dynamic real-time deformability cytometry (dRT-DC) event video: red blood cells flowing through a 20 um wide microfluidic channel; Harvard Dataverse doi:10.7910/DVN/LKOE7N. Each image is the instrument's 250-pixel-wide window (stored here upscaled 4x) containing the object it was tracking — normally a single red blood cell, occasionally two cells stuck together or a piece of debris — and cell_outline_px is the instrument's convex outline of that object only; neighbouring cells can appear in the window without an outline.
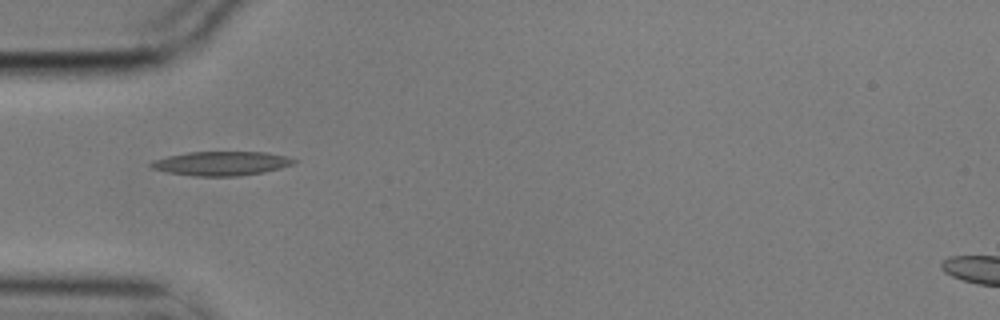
{"species": "common noctule bat (a hibernating species)", "species_latin": "Nyctalus noctula", "temperature_condition": "cold", "stored_images_in_passage": 4, "camera_frame_rate_fps": 3000, "um_per_image_px": 0.085, "animal": {"sex": "male", "body_mass_g": 17.9}, "frame": {"image": 1, "passage_image": 3, "time_ms": 0.667, "image_size_px": [1000, 320], "cell_outline_px": [[296, 160], [292, 164], [280, 168], [264, 172], [236, 176], [196, 176], [168, 172], [152, 168], [148, 164], [152, 160], [168, 156], [188, 152], [268, 152], [284, 156]], "centroid_in_image_um": [18.78, 13.89], "position_along_channel_um": 66.2, "area_um2": 19.88}}
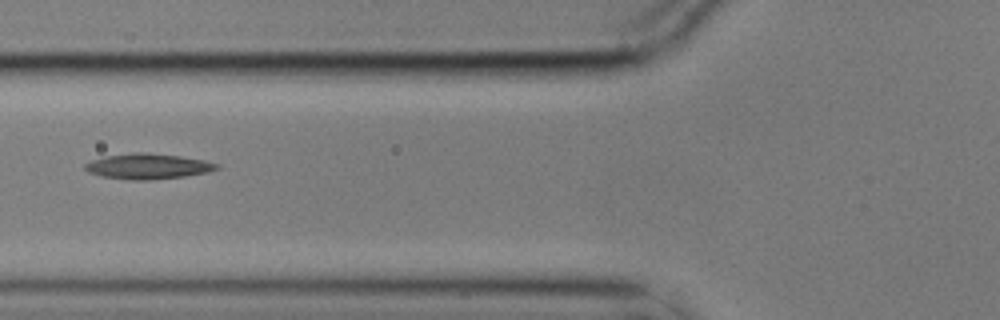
{"frame": {"image": 2, "passage_image": 4, "time_ms": 1.0, "image_size_px": [1000, 320], "cell_outline_px": [[220, 168], [208, 172], [184, 176], [152, 180], [128, 180], [100, 176], [88, 172], [84, 168], [84, 164], [92, 160], [104, 156], [132, 152], [148, 152], [180, 156], [204, 160], [220, 164]], "centroid_in_image_um": [12.56, 14.13], "position_along_channel_um": 113.2, "area_um2": 19.77}}